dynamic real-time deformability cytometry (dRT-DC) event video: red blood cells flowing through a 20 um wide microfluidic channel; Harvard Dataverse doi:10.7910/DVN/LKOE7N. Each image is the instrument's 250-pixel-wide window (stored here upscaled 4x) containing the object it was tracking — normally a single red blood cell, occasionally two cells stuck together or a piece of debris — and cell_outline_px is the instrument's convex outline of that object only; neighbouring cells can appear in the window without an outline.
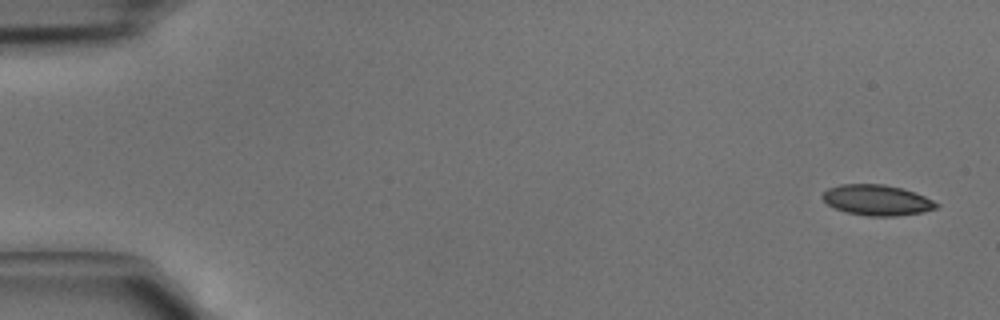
{"species": "common noctule bat (a hibernating species)", "species_latin": "Nyctalus noctula", "temperature_condition": "cold", "stored_images_in_passage": 4, "camera_frame_rate_fps": 3000, "um_per_image_px": 0.085, "animal": {"sex": "male", "body_mass_g": 15.6}, "frame": {"image": 1, "passage_image": 1, "time_ms": 0.0, "image_size_px": [1000, 320], "cell_outline_px": [[940, 204], [936, 208], [924, 212], [896, 216], [868, 216], [848, 212], [836, 208], [828, 204], [820, 196], [828, 188], [840, 184], [884, 184], [900, 188], [924, 196]], "centroid_in_image_um": [74.53, 17.01], "position_along_channel_um": 10.5, "area_um2": 20.11}}
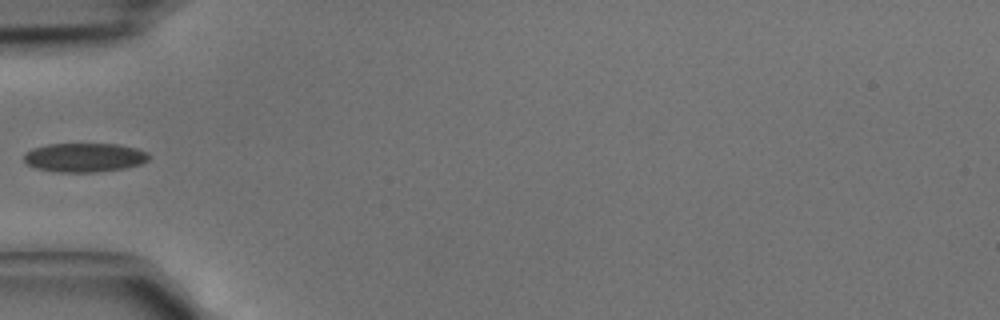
{"frame": {"image": 2, "passage_image": 4, "time_ms": 1.0, "image_size_px": [1000, 320], "cell_outline_px": [[148, 160], [140, 164], [124, 168], [92, 172], [56, 172], [36, 168], [28, 164], [24, 160], [24, 152], [32, 148], [48, 144], [116, 144], [136, 148], [148, 152]], "centroid_in_image_um": [7.15, 13.38], "position_along_channel_um": 77.9, "area_um2": 21.04}}